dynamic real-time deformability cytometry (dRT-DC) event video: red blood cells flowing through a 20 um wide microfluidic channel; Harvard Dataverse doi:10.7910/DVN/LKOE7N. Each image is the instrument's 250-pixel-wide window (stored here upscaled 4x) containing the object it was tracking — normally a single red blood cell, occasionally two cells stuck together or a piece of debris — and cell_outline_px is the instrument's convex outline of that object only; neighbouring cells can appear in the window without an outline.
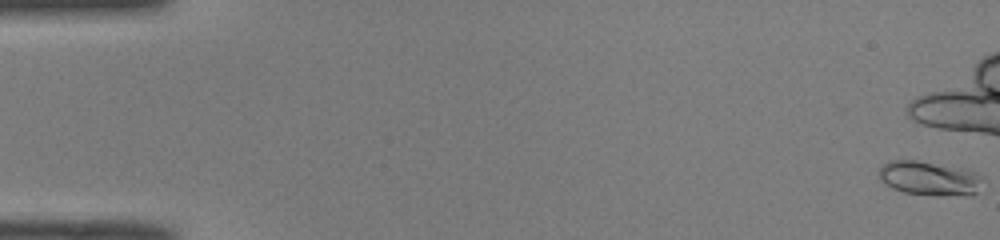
{"species": "common noctule bat (a hibernating species)", "species_latin": "Nyctalus noctula", "temperature_condition": "room temperature", "stored_images_in_passage": 15, "camera_frame_rate_fps": 3000, "um_per_image_px": 0.085, "animal": {"sex": "male", "body_mass_g": 19.0, "forearm_length_mm": 50.8}, "frame": {"image": 1, "passage_image": 1, "time_ms": 0.0, "image_size_px": [1000, 240], "cell_outline_px": [[984, 176], [976, 192], [972, 196], [968, 196], [904, 192], [892, 188], [880, 180], [876, 172], [888, 160], [916, 160], [968, 168]], "centroid_in_image_um": [79.01, 15.12], "position_along_channel_um": 6.0, "area_um2": 20.87}}